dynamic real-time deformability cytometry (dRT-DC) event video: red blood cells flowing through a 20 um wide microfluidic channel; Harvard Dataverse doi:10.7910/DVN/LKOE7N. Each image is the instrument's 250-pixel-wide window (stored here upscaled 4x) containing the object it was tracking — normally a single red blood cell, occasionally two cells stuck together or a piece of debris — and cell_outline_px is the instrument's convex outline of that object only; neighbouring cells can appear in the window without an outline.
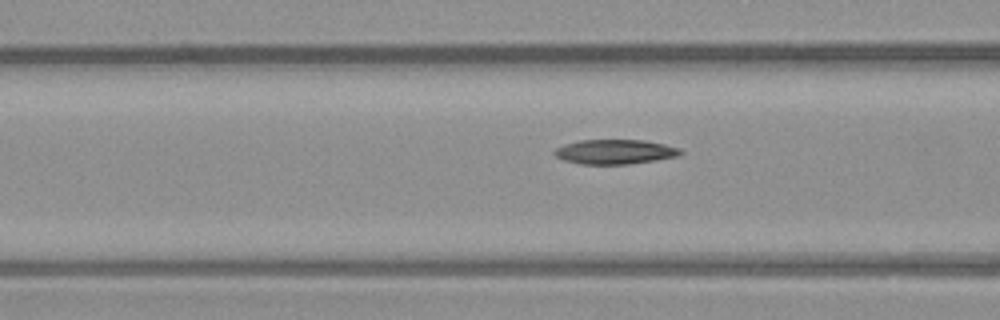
{"species": "common noctule bat (a hibernating species)", "species_latin": "Nyctalus noctula", "temperature_condition": "warm", "stored_images_in_passage": 10, "camera_frame_rate_fps": 3000, "um_per_image_px": 0.085, "animal": {"sex": "male", "body_mass_g": 23.1, "forearm_length_mm": 52.7}, "frame": {"image": 1, "passage_image": 7, "time_ms": 2.0, "image_size_px": [1000, 320], "cell_outline_px": [[684, 152], [680, 156], [656, 160], [628, 164], [580, 164], [564, 160], [556, 156], [552, 152], [556, 148], [564, 144], [580, 140], [644, 140], [664, 144], [680, 148]], "centroid_in_image_um": [52.29, 12.9], "position_along_channel_um": 114.3, "area_um2": 18.15}}